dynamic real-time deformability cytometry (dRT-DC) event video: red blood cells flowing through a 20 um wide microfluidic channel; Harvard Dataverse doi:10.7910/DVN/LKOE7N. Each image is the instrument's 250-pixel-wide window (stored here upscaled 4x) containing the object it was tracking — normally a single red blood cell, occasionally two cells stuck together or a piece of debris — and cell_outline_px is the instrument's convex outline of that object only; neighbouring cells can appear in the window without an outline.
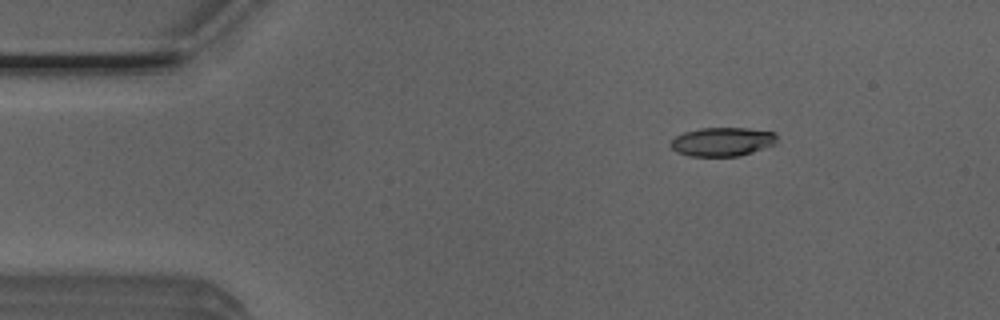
{"species": "Egyptian fruit bat (a non-hibernating species)", "species_latin": "Rousettus aegyptiacus", "temperature_condition": "room temperature", "stored_images_in_passage": 45, "camera_frame_rate_fps": 3000, "um_per_image_px": 0.085, "animal": {"sex": "male"}, "frame": {"image": 1, "passage_image": 1, "time_ms": 0.0, "image_size_px": [1000, 320], "cell_outline_px": [[776, 140], [772, 144], [752, 152], [740, 156], [688, 156], [676, 152], [668, 144], [676, 136], [684, 132], [700, 128], [744, 128], [776, 132]], "centroid_in_image_um": [61.34, 12.05], "position_along_channel_um": 23.7, "area_um2": 17.74}}
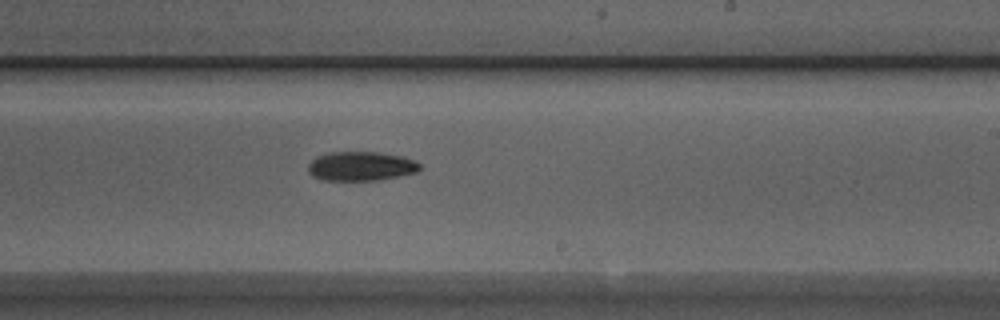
{"frame": {"image": 2, "passage_image": 24, "time_ms": 7.667, "image_size_px": [1000, 320], "cell_outline_px": [[420, 168], [416, 172], [400, 176], [380, 180], [320, 180], [312, 176], [308, 172], [308, 164], [316, 156], [328, 152], [380, 152], [400, 156], [412, 160], [420, 164]], "centroid_in_image_um": [30.63, 14.13], "position_along_channel_um": 258.4, "area_um2": 19.07}}
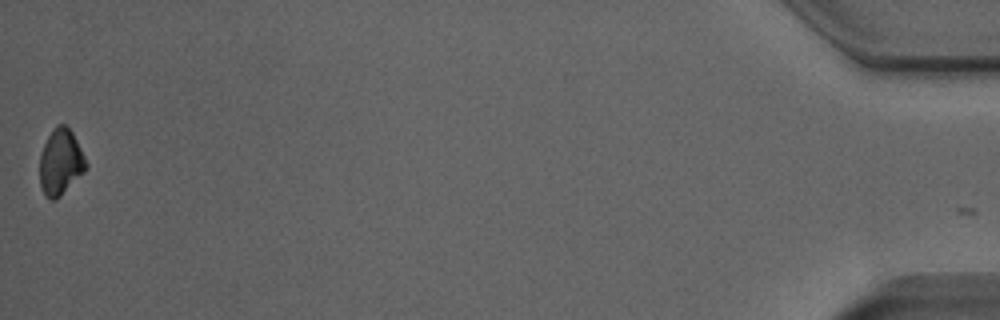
{"frame": {"image": 3, "passage_image": 45, "time_ms": 14.667, "image_size_px": [1000, 320], "cell_outline_px": [[88, 164], [84, 172], [56, 200], [52, 200], [44, 196], [40, 184], [40, 152], [52, 128], [56, 124], [64, 124], [72, 132]], "centroid_in_image_um": [5.13, 13.78], "position_along_channel_um": 430.1, "area_um2": 17.74}, "authors_computed_cell_mechanics": {"area_um2": 18.785, "velocity_mm_per_s": 3.9476, "shape_relaxation_time_tau1_ms": 3.8469, "shape_relaxation_time_tau2_ms": null, "deformation_change_tau1": 0.1143, "deformation_change_tau2": null}}